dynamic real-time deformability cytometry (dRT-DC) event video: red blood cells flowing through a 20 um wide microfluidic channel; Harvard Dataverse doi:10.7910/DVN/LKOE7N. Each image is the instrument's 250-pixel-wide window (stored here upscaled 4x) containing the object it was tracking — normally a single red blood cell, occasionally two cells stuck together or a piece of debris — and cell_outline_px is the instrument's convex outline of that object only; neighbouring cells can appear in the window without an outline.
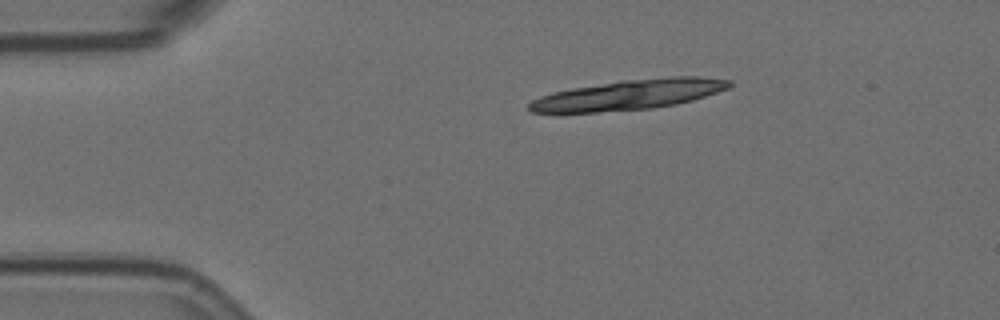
{"species": "Egyptian fruit bat (a non-hibernating species)", "species_latin": "Rousettus aegyptiacus", "temperature_condition": "room temperature", "stored_images_in_passage": 12, "camera_frame_rate_fps": 3000, "um_per_image_px": 0.085, "animal": {"sex": "female"}, "frame": {"image": 1, "passage_image": 1, "time_ms": 0.0, "image_size_px": [1000, 320], "cell_outline_px": [[732, 84], [728, 88], [692, 100], [676, 104], [652, 108], [596, 112], [532, 112], [528, 108], [528, 104], [532, 100], [540, 96], [552, 92], [572, 88], [620, 80], [668, 76], [700, 76], [732, 80]], "centroid_in_image_um": [53.47, 8.03], "position_along_channel_um": 31.5, "area_um2": 35.03}}